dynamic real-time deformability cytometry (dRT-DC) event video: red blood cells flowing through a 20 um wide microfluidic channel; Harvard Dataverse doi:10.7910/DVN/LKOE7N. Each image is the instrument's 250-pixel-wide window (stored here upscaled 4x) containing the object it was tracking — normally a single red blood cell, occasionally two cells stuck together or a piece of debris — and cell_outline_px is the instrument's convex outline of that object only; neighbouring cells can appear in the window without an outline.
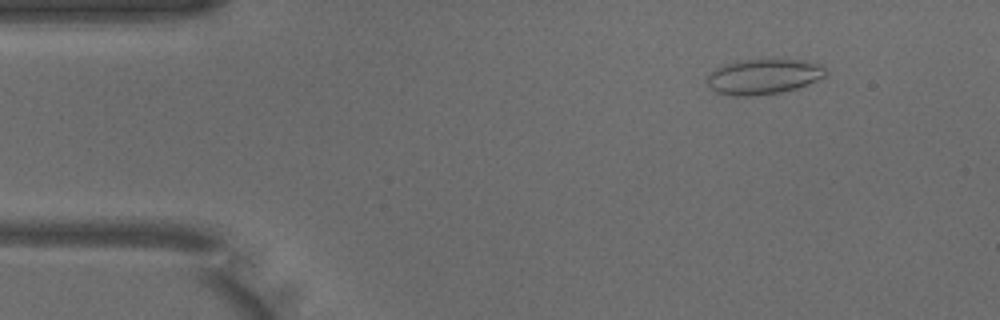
{"species": "common noctule bat (a hibernating species)", "species_latin": "Nyctalus noctula", "temperature_condition": "warm", "stored_images_in_passage": 50, "camera_frame_rate_fps": 3000, "um_per_image_px": 0.085, "animal": {"sex": "male", "body_mass_g": 18.8}, "frame": {"image": 1, "passage_image": 6, "time_ms": 1.667, "image_size_px": [1000, 320], "cell_outline_px": [[828, 76], [808, 84], [796, 88], [780, 92], [756, 96], [732, 96], [716, 92], [704, 80], [716, 68], [724, 64], [740, 60], [804, 60], [820, 64], [828, 68]], "centroid_in_image_um": [64.94, 6.51], "position_along_channel_um": 20.1, "area_um2": 24.57}}
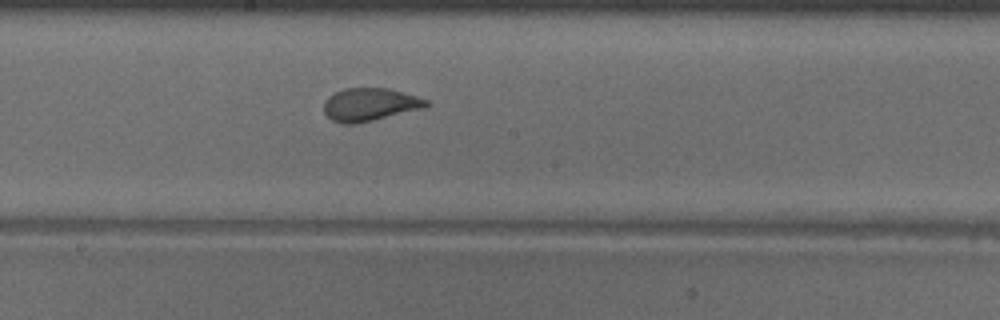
{"frame": {"image": 2, "passage_image": 26, "time_ms": 8.333, "image_size_px": [1000, 320], "cell_outline_px": [[428, 104], [424, 108], [372, 120], [352, 124], [340, 124], [332, 120], [324, 112], [324, 100], [328, 96], [344, 88], [388, 88], [416, 96], [428, 100]], "centroid_in_image_um": [31.4, 8.88], "position_along_channel_um": 216.8, "area_um2": 19.48}}
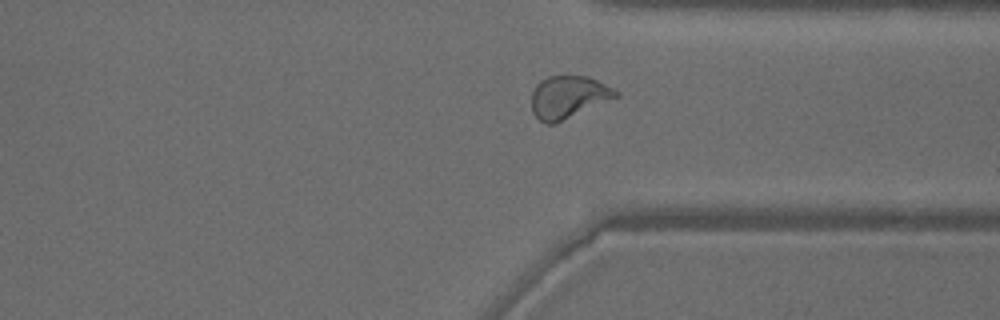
{"frame": {"image": 3, "passage_image": 37, "time_ms": 12.0, "image_size_px": [1000, 320], "cell_outline_px": [[620, 96], [556, 124], [544, 124], [532, 112], [532, 92], [536, 84], [540, 80], [548, 76], [588, 76], [620, 92]], "centroid_in_image_um": [48.3, 8.26], "position_along_channel_um": 363.1, "area_um2": 21.04}, "authors_computed_cell_mechanics": {"area_um2": 21.4438, "velocity_mm_per_s": 4.0121, "shape_relaxation_time_tau1_ms": 4.7889, "shape_relaxation_time_tau2_ms": 0.5415, "deformation_change_tau1": 0.1683, "deformation_change_tau2": 0.0798}}